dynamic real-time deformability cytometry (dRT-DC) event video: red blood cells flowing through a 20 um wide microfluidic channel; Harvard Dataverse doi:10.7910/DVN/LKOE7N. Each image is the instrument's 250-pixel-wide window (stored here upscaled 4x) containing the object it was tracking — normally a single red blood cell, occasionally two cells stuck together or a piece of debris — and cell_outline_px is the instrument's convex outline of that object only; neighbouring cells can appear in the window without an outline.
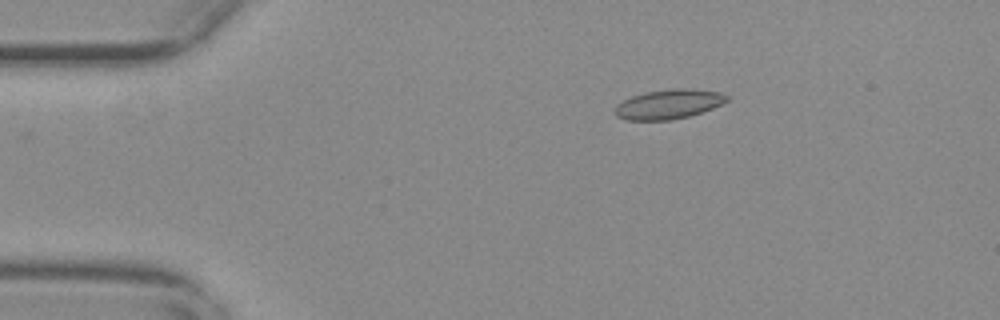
{"species": "common noctule bat (a hibernating species)", "species_latin": "Nyctalus noctula", "temperature_condition": "warm", "stored_images_in_passage": 47, "camera_frame_rate_fps": 3000, "um_per_image_px": 0.085, "animal": {"sex": "female", "body_mass_g": 29.2, "forearm_length_mm": 56.3}, "frame": {"image": 1, "passage_image": 1, "time_ms": 0.0, "image_size_px": [1000, 320], "cell_outline_px": [[728, 100], [712, 108], [688, 116], [672, 120], [628, 120], [616, 116], [612, 112], [616, 104], [632, 96], [648, 92], [672, 88], [692, 88], [720, 92], [728, 96]], "centroid_in_image_um": [56.8, 8.85], "position_along_channel_um": 28.2, "area_um2": 19.25}}
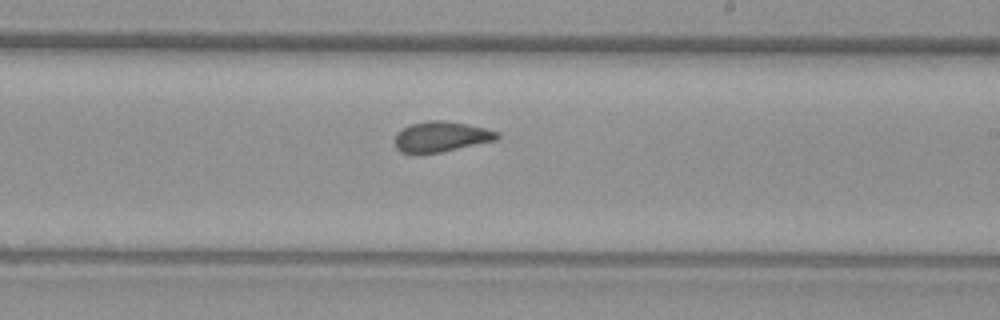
{"frame": {"image": 2, "passage_image": 24, "time_ms": 7.667, "image_size_px": [1000, 320], "cell_outline_px": [[500, 136], [496, 140], [440, 152], [400, 152], [396, 148], [396, 132], [400, 128], [412, 124], [428, 120], [440, 120], [468, 124], [500, 132]], "centroid_in_image_um": [37.51, 11.59], "position_along_channel_um": 251.5, "area_um2": 17.86}}
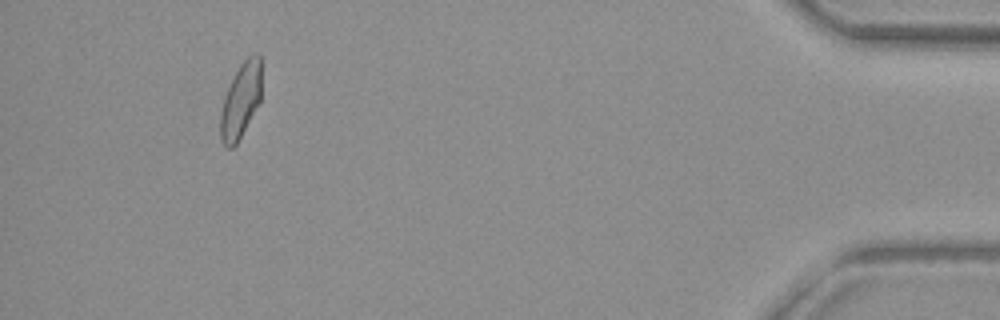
{"frame": {"image": 3, "passage_image": 43, "time_ms": 14.0, "image_size_px": [1000, 320], "cell_outline_px": [[260, 100], [236, 144], [232, 148], [228, 148], [220, 140], [220, 112], [224, 96], [240, 64], [248, 56], [256, 52], [260, 52]], "centroid_in_image_um": [20.44, 8.53], "position_along_channel_um": 414.8, "area_um2": 17.63}, "authors_computed_cell_mechanics": {"area_um2": 18.5538, "velocity_mm_per_s": 3.7023, "shape_relaxation_time_tau1_ms": 9.3658, "shape_relaxation_time_tau2_ms": 0.8698, "deformation_change_tau1": 0.2011, "deformation_change_tau2": 0.0767}}